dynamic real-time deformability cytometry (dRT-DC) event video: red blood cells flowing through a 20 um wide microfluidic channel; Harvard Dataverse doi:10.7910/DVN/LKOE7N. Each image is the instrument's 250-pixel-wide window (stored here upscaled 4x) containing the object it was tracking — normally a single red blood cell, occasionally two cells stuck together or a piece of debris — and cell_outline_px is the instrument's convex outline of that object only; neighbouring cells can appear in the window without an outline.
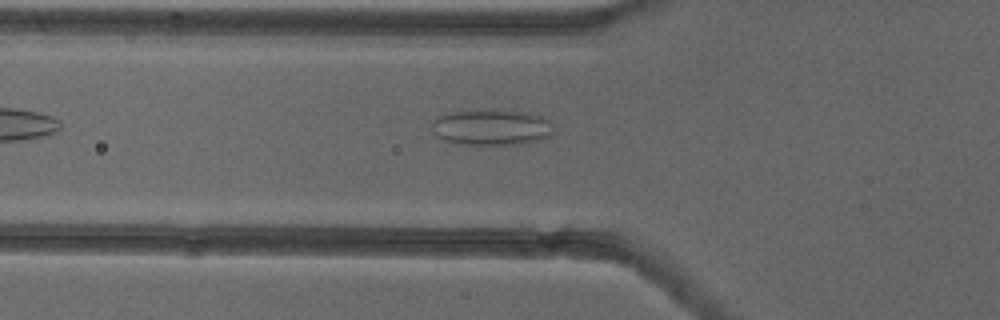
{"species": "common noctule bat (a hibernating species)", "species_latin": "Nyctalus noctula", "temperature_condition": "cold", "stored_images_in_passage": 38, "camera_frame_rate_fps": 3000, "um_per_image_px": 0.085, "animal": {"sex": "female"}, "frame": {"image": 1, "passage_image": 4, "time_ms": 1.0, "image_size_px": [1000, 320], "cell_outline_px": [[556, 132], [540, 140], [528, 144], [464, 144], [444, 140], [436, 136], [432, 128], [432, 120], [448, 112], [492, 108], [528, 112], [544, 116], [548, 120]], "centroid_in_image_um": [41.82, 10.79], "position_along_channel_um": 84.0, "area_um2": 26.07}}
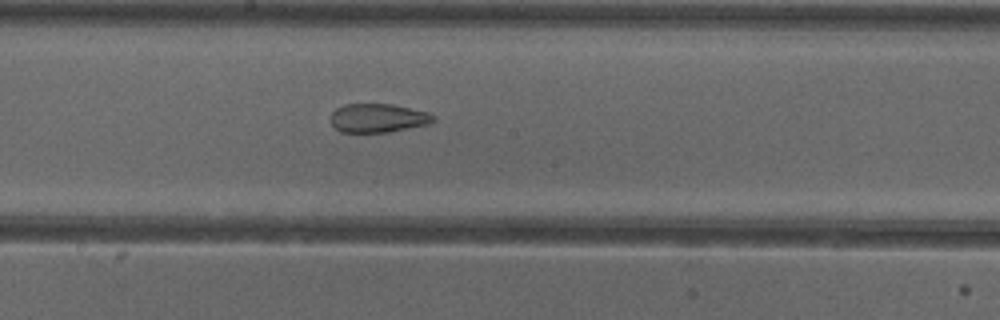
{"frame": {"image": 2, "passage_image": 14, "time_ms": 4.333, "image_size_px": [1000, 320], "cell_outline_px": [[436, 120], [428, 124], [388, 132], [340, 132], [332, 124], [332, 112], [336, 108], [344, 104], [392, 104], [428, 112], [436, 116]], "centroid_in_image_um": [32.15, 10.03], "position_along_channel_um": 216.1, "area_um2": 17.17}}
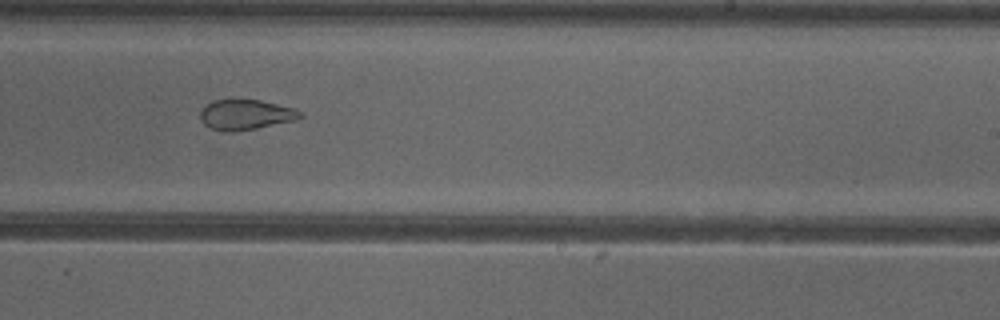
{"frame": {"image": 3, "passage_image": 18, "time_ms": 5.667, "image_size_px": [1000, 320], "cell_outline_px": [[304, 116], [296, 120], [256, 128], [232, 132], [224, 132], [212, 128], [204, 124], [200, 120], [200, 108], [212, 100], [260, 100], [296, 108], [304, 112]], "centroid_in_image_um": [20.9, 9.74], "position_along_channel_um": 268.1, "area_um2": 17.8}, "authors_computed_cell_mechanics": {"area_um2": 20.808, "velocity_mm_per_s": 3.9228, "shape_relaxation_time_tau1_ms": null, "shape_relaxation_time_tau2_ms": 1.6974, "deformation_change_tau1": null, "deformation_change_tau2": 0.0977}}